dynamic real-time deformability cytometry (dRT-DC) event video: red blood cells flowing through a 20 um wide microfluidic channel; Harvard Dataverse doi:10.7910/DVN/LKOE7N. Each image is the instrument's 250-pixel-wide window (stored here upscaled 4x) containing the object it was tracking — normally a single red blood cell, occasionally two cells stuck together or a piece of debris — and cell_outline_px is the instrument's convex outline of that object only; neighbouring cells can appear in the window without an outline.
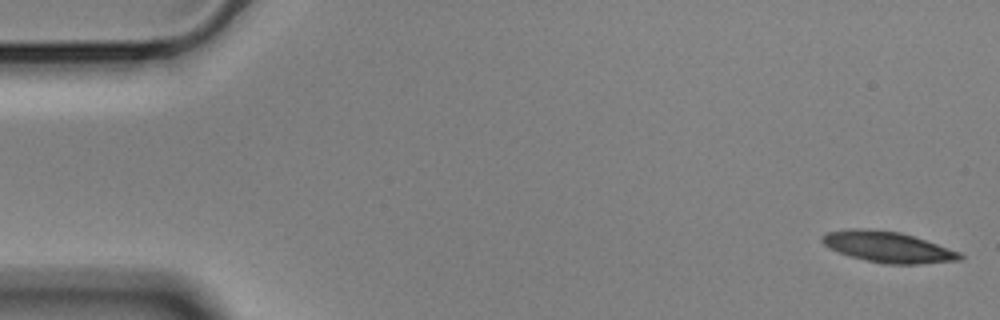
{"species": "Egyptian fruit bat (a non-hibernating species)", "species_latin": "Rousettus aegyptiacus", "temperature_condition": "cold", "stored_images_in_passage": 13, "camera_frame_rate_fps": 3000, "um_per_image_px": 0.085, "animal": {"sex": "male"}, "frame": {"image": 1, "passage_image": 1, "time_ms": 0.0, "image_size_px": [1000, 320], "cell_outline_px": [[964, 256], [960, 260], [920, 264], [892, 264], [868, 260], [852, 256], [828, 248], [820, 240], [820, 236], [828, 232], [848, 228], [868, 228], [900, 232], [960, 252]], "centroid_in_image_um": [75.44, 20.98], "position_along_channel_um": 9.6, "area_um2": 24.51}}